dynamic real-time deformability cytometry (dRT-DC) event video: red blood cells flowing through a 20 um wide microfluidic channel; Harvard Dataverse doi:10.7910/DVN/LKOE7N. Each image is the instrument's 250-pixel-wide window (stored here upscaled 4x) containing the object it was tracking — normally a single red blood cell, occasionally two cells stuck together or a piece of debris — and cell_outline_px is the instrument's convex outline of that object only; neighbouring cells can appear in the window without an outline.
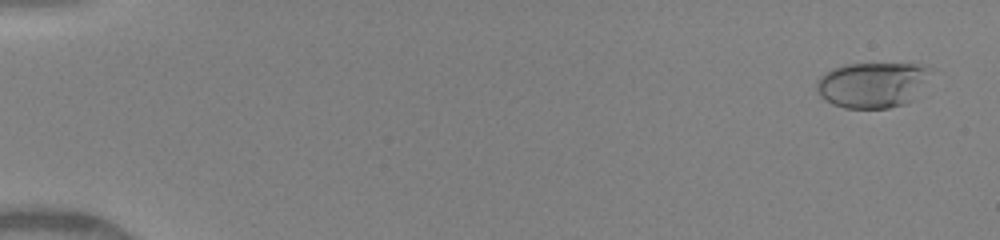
{"species": "human", "species_latin": "Homo sapiens", "temperature_condition": "warm", "stored_images_in_passage": 46, "camera_frame_rate_fps": 3000, "um_per_image_px": 0.085, "donor": {"sex": "female"}, "frame": {"image": 1, "passage_image": 2, "time_ms": 0.333, "image_size_px": [1000, 240], "cell_outline_px": [[932, 68], [912, 100], [904, 104], [888, 108], [844, 108], [832, 104], [820, 96], [816, 88], [816, 80], [820, 76], [832, 68], [844, 64], [916, 64]], "centroid_in_image_um": [74.08, 7.21], "position_along_channel_um": 10.9, "area_um2": 30.0}}
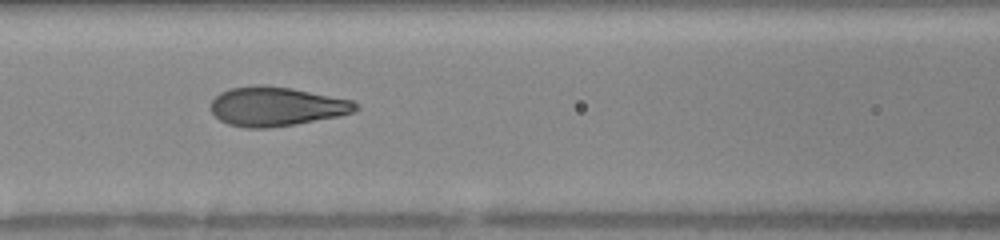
{"frame": {"image": 2, "passage_image": 28, "time_ms": 7.333, "image_size_px": [1000, 240], "cell_outline_px": [[360, 108], [356, 112], [340, 116], [296, 124], [268, 128], [244, 128], [228, 124], [220, 120], [212, 112], [212, 100], [220, 92], [232, 88], [256, 84], [260, 84], [292, 88], [352, 100], [360, 104]], "centroid_in_image_um": [23.54, 9.05], "position_along_channel_um": 143.1, "area_um2": 33.29}}
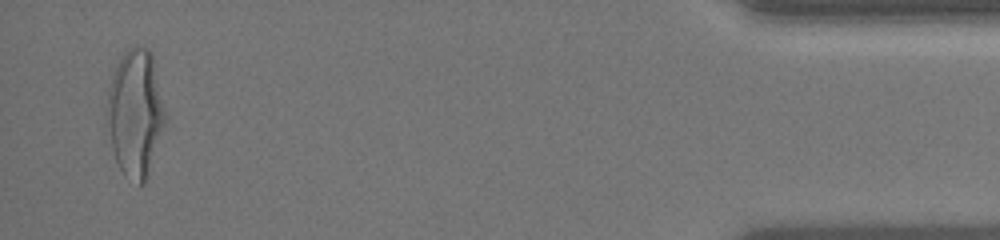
{"frame": {"image": 3, "passage_image": 44, "time_ms": 15.667, "image_size_px": [1000, 240], "cell_outline_px": [[168, 120], [144, 184], [140, 184], [124, 176], [116, 160], [112, 148], [104, 120], [108, 88], [112, 72], [116, 64], [124, 52], [132, 44], [148, 48], [152, 52], [168, 116]], "centroid_in_image_um": [11.51, 9.56], "position_along_channel_um": 423.7, "area_um2": 44.51}, "authors_computed_cell_mechanics": {"area_um2": 32.3102, "velocity_mm_per_s": 4.2095, "shape_relaxation_time_tau1_ms": 5.2361, "shape_relaxation_time_tau2_ms": null, "deformation_change_tau1": 0.2426, "deformation_change_tau2": null}}